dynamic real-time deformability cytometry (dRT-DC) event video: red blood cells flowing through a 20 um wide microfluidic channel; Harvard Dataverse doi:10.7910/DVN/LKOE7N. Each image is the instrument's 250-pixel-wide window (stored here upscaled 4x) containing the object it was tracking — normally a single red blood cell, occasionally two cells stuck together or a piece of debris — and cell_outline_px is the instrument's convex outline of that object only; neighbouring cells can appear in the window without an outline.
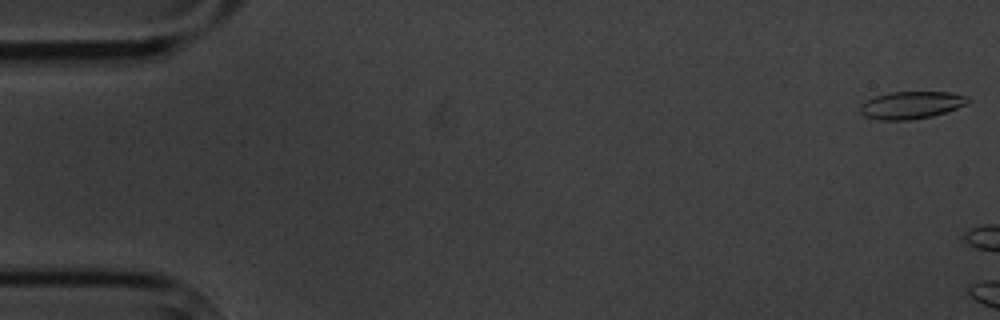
{"species": "common noctule bat (a hibernating species)", "species_latin": "Nyctalus noctula", "temperature_condition": "cold", "stored_images_in_passage": 3, "camera_frame_rate_fps": 3000, "um_per_image_px": 0.085, "animal": {"sex": "male", "body_mass_g": 20.1, "forearm_length_mm": 53.5}, "frame": {"image": 1, "passage_image": 1, "time_ms": 0.0, "image_size_px": [1000, 320], "cell_outline_px": [[972, 100], [968, 104], [932, 116], [912, 120], [880, 120], [864, 116], [860, 112], [860, 104], [876, 96], [892, 92], [948, 92], [968, 96]], "centroid_in_image_um": [77.48, 8.93], "position_along_channel_um": 7.5, "area_um2": 17.22}}